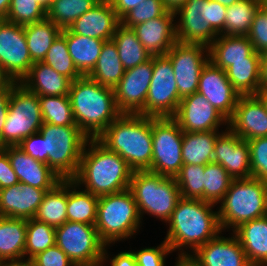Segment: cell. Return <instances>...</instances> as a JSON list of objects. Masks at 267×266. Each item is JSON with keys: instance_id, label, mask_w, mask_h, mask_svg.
<instances>
[{"instance_id": "48", "label": "cell", "mask_w": 267, "mask_h": 266, "mask_svg": "<svg viewBox=\"0 0 267 266\" xmlns=\"http://www.w3.org/2000/svg\"><path fill=\"white\" fill-rule=\"evenodd\" d=\"M137 266H166V256L172 253L166 241H162L157 247H145L138 251L132 250Z\"/></svg>"}, {"instance_id": "29", "label": "cell", "mask_w": 267, "mask_h": 266, "mask_svg": "<svg viewBox=\"0 0 267 266\" xmlns=\"http://www.w3.org/2000/svg\"><path fill=\"white\" fill-rule=\"evenodd\" d=\"M27 220L0 218V260H24Z\"/></svg>"}, {"instance_id": "6", "label": "cell", "mask_w": 267, "mask_h": 266, "mask_svg": "<svg viewBox=\"0 0 267 266\" xmlns=\"http://www.w3.org/2000/svg\"><path fill=\"white\" fill-rule=\"evenodd\" d=\"M142 220L132 192H122L99 196L95 227L105 245H114L134 236Z\"/></svg>"}, {"instance_id": "31", "label": "cell", "mask_w": 267, "mask_h": 266, "mask_svg": "<svg viewBox=\"0 0 267 266\" xmlns=\"http://www.w3.org/2000/svg\"><path fill=\"white\" fill-rule=\"evenodd\" d=\"M98 199L83 187L81 189L72 179L67 180V221L95 225Z\"/></svg>"}, {"instance_id": "9", "label": "cell", "mask_w": 267, "mask_h": 266, "mask_svg": "<svg viewBox=\"0 0 267 266\" xmlns=\"http://www.w3.org/2000/svg\"><path fill=\"white\" fill-rule=\"evenodd\" d=\"M42 124L38 95L16 82L12 86L8 113L2 129V147L18 146L23 139L39 132Z\"/></svg>"}, {"instance_id": "13", "label": "cell", "mask_w": 267, "mask_h": 266, "mask_svg": "<svg viewBox=\"0 0 267 266\" xmlns=\"http://www.w3.org/2000/svg\"><path fill=\"white\" fill-rule=\"evenodd\" d=\"M24 25L0 19V68L8 80L20 82L33 65Z\"/></svg>"}, {"instance_id": "19", "label": "cell", "mask_w": 267, "mask_h": 266, "mask_svg": "<svg viewBox=\"0 0 267 266\" xmlns=\"http://www.w3.org/2000/svg\"><path fill=\"white\" fill-rule=\"evenodd\" d=\"M241 139L267 137V111L256 95H240L227 126Z\"/></svg>"}, {"instance_id": "49", "label": "cell", "mask_w": 267, "mask_h": 266, "mask_svg": "<svg viewBox=\"0 0 267 266\" xmlns=\"http://www.w3.org/2000/svg\"><path fill=\"white\" fill-rule=\"evenodd\" d=\"M248 39L259 54L267 52V13L261 7L255 14Z\"/></svg>"}, {"instance_id": "16", "label": "cell", "mask_w": 267, "mask_h": 266, "mask_svg": "<svg viewBox=\"0 0 267 266\" xmlns=\"http://www.w3.org/2000/svg\"><path fill=\"white\" fill-rule=\"evenodd\" d=\"M209 0H188L174 14L176 39L209 46L218 34L208 25Z\"/></svg>"}, {"instance_id": "24", "label": "cell", "mask_w": 267, "mask_h": 266, "mask_svg": "<svg viewBox=\"0 0 267 266\" xmlns=\"http://www.w3.org/2000/svg\"><path fill=\"white\" fill-rule=\"evenodd\" d=\"M49 190L21 183L0 189L2 216L26 220L34 218L44 194Z\"/></svg>"}, {"instance_id": "18", "label": "cell", "mask_w": 267, "mask_h": 266, "mask_svg": "<svg viewBox=\"0 0 267 266\" xmlns=\"http://www.w3.org/2000/svg\"><path fill=\"white\" fill-rule=\"evenodd\" d=\"M198 92L227 120L233 116L240 94L233 88L225 70L209 61L201 72Z\"/></svg>"}, {"instance_id": "56", "label": "cell", "mask_w": 267, "mask_h": 266, "mask_svg": "<svg viewBox=\"0 0 267 266\" xmlns=\"http://www.w3.org/2000/svg\"><path fill=\"white\" fill-rule=\"evenodd\" d=\"M142 1L145 0H110L119 19H121L131 9L138 6Z\"/></svg>"}, {"instance_id": "45", "label": "cell", "mask_w": 267, "mask_h": 266, "mask_svg": "<svg viewBox=\"0 0 267 266\" xmlns=\"http://www.w3.org/2000/svg\"><path fill=\"white\" fill-rule=\"evenodd\" d=\"M47 17V10L35 0H11L6 20L27 25Z\"/></svg>"}, {"instance_id": "38", "label": "cell", "mask_w": 267, "mask_h": 266, "mask_svg": "<svg viewBox=\"0 0 267 266\" xmlns=\"http://www.w3.org/2000/svg\"><path fill=\"white\" fill-rule=\"evenodd\" d=\"M227 78L240 95H255L262 87L261 61H239L226 70Z\"/></svg>"}, {"instance_id": "40", "label": "cell", "mask_w": 267, "mask_h": 266, "mask_svg": "<svg viewBox=\"0 0 267 266\" xmlns=\"http://www.w3.org/2000/svg\"><path fill=\"white\" fill-rule=\"evenodd\" d=\"M101 0H56L47 10V18L62 30L93 8Z\"/></svg>"}, {"instance_id": "17", "label": "cell", "mask_w": 267, "mask_h": 266, "mask_svg": "<svg viewBox=\"0 0 267 266\" xmlns=\"http://www.w3.org/2000/svg\"><path fill=\"white\" fill-rule=\"evenodd\" d=\"M183 132L219 131L228 120L198 91L182 98L173 117Z\"/></svg>"}, {"instance_id": "15", "label": "cell", "mask_w": 267, "mask_h": 266, "mask_svg": "<svg viewBox=\"0 0 267 266\" xmlns=\"http://www.w3.org/2000/svg\"><path fill=\"white\" fill-rule=\"evenodd\" d=\"M153 75V56L147 62L126 69L114 87L118 110L122 114L144 115L145 101Z\"/></svg>"}, {"instance_id": "26", "label": "cell", "mask_w": 267, "mask_h": 266, "mask_svg": "<svg viewBox=\"0 0 267 266\" xmlns=\"http://www.w3.org/2000/svg\"><path fill=\"white\" fill-rule=\"evenodd\" d=\"M209 61L223 70L233 62L261 61V54L254 50L247 36L218 35L208 46Z\"/></svg>"}, {"instance_id": "8", "label": "cell", "mask_w": 267, "mask_h": 266, "mask_svg": "<svg viewBox=\"0 0 267 266\" xmlns=\"http://www.w3.org/2000/svg\"><path fill=\"white\" fill-rule=\"evenodd\" d=\"M39 132L44 138L45 164L63 180L73 179L89 138L78 126L43 123Z\"/></svg>"}, {"instance_id": "4", "label": "cell", "mask_w": 267, "mask_h": 266, "mask_svg": "<svg viewBox=\"0 0 267 266\" xmlns=\"http://www.w3.org/2000/svg\"><path fill=\"white\" fill-rule=\"evenodd\" d=\"M119 154L133 171L149 170L152 161V117L121 114L97 138Z\"/></svg>"}, {"instance_id": "63", "label": "cell", "mask_w": 267, "mask_h": 266, "mask_svg": "<svg viewBox=\"0 0 267 266\" xmlns=\"http://www.w3.org/2000/svg\"><path fill=\"white\" fill-rule=\"evenodd\" d=\"M35 1L40 5H42L46 10H48L50 5L56 0H35Z\"/></svg>"}, {"instance_id": "64", "label": "cell", "mask_w": 267, "mask_h": 266, "mask_svg": "<svg viewBox=\"0 0 267 266\" xmlns=\"http://www.w3.org/2000/svg\"><path fill=\"white\" fill-rule=\"evenodd\" d=\"M213 1H216V2H218V3H220V4L224 5V6L228 7V6H231L234 3H237V2H239L241 0H213Z\"/></svg>"}, {"instance_id": "2", "label": "cell", "mask_w": 267, "mask_h": 266, "mask_svg": "<svg viewBox=\"0 0 267 266\" xmlns=\"http://www.w3.org/2000/svg\"><path fill=\"white\" fill-rule=\"evenodd\" d=\"M133 172L119 154L107 149L97 139H88L78 173L72 180L99 197L129 189Z\"/></svg>"}, {"instance_id": "42", "label": "cell", "mask_w": 267, "mask_h": 266, "mask_svg": "<svg viewBox=\"0 0 267 266\" xmlns=\"http://www.w3.org/2000/svg\"><path fill=\"white\" fill-rule=\"evenodd\" d=\"M42 62L51 66L57 73L68 77L71 81L82 76L76 69L69 54L66 42V29H63L62 33L51 44Z\"/></svg>"}, {"instance_id": "30", "label": "cell", "mask_w": 267, "mask_h": 266, "mask_svg": "<svg viewBox=\"0 0 267 266\" xmlns=\"http://www.w3.org/2000/svg\"><path fill=\"white\" fill-rule=\"evenodd\" d=\"M66 42L76 69L87 76L95 67L105 41L74 34L67 28Z\"/></svg>"}, {"instance_id": "14", "label": "cell", "mask_w": 267, "mask_h": 266, "mask_svg": "<svg viewBox=\"0 0 267 266\" xmlns=\"http://www.w3.org/2000/svg\"><path fill=\"white\" fill-rule=\"evenodd\" d=\"M165 55L173 66L179 98L197 92L201 72L209 62L208 47L177 41Z\"/></svg>"}, {"instance_id": "68", "label": "cell", "mask_w": 267, "mask_h": 266, "mask_svg": "<svg viewBox=\"0 0 267 266\" xmlns=\"http://www.w3.org/2000/svg\"><path fill=\"white\" fill-rule=\"evenodd\" d=\"M262 8L266 11L267 13V6H262Z\"/></svg>"}, {"instance_id": "58", "label": "cell", "mask_w": 267, "mask_h": 266, "mask_svg": "<svg viewBox=\"0 0 267 266\" xmlns=\"http://www.w3.org/2000/svg\"><path fill=\"white\" fill-rule=\"evenodd\" d=\"M261 83L267 87V52L261 54Z\"/></svg>"}, {"instance_id": "47", "label": "cell", "mask_w": 267, "mask_h": 266, "mask_svg": "<svg viewBox=\"0 0 267 266\" xmlns=\"http://www.w3.org/2000/svg\"><path fill=\"white\" fill-rule=\"evenodd\" d=\"M250 154L251 176L267 182V137L247 141Z\"/></svg>"}, {"instance_id": "50", "label": "cell", "mask_w": 267, "mask_h": 266, "mask_svg": "<svg viewBox=\"0 0 267 266\" xmlns=\"http://www.w3.org/2000/svg\"><path fill=\"white\" fill-rule=\"evenodd\" d=\"M29 263L30 266H75L67 254L57 245L38 253Z\"/></svg>"}, {"instance_id": "46", "label": "cell", "mask_w": 267, "mask_h": 266, "mask_svg": "<svg viewBox=\"0 0 267 266\" xmlns=\"http://www.w3.org/2000/svg\"><path fill=\"white\" fill-rule=\"evenodd\" d=\"M168 12L162 0H145L138 6L127 12L121 19L120 23L128 28L135 25L158 18Z\"/></svg>"}, {"instance_id": "59", "label": "cell", "mask_w": 267, "mask_h": 266, "mask_svg": "<svg viewBox=\"0 0 267 266\" xmlns=\"http://www.w3.org/2000/svg\"><path fill=\"white\" fill-rule=\"evenodd\" d=\"M10 3L11 0H0V19L6 18Z\"/></svg>"}, {"instance_id": "54", "label": "cell", "mask_w": 267, "mask_h": 266, "mask_svg": "<svg viewBox=\"0 0 267 266\" xmlns=\"http://www.w3.org/2000/svg\"><path fill=\"white\" fill-rule=\"evenodd\" d=\"M15 83L16 81L8 80L5 84L0 85V148H2V129L8 113L10 94Z\"/></svg>"}, {"instance_id": "53", "label": "cell", "mask_w": 267, "mask_h": 266, "mask_svg": "<svg viewBox=\"0 0 267 266\" xmlns=\"http://www.w3.org/2000/svg\"><path fill=\"white\" fill-rule=\"evenodd\" d=\"M18 178L11 167L8 154L0 148V189L18 184Z\"/></svg>"}, {"instance_id": "66", "label": "cell", "mask_w": 267, "mask_h": 266, "mask_svg": "<svg viewBox=\"0 0 267 266\" xmlns=\"http://www.w3.org/2000/svg\"><path fill=\"white\" fill-rule=\"evenodd\" d=\"M248 266H267L266 264H252L249 263Z\"/></svg>"}, {"instance_id": "7", "label": "cell", "mask_w": 267, "mask_h": 266, "mask_svg": "<svg viewBox=\"0 0 267 266\" xmlns=\"http://www.w3.org/2000/svg\"><path fill=\"white\" fill-rule=\"evenodd\" d=\"M129 190L141 220L143 214H150L166 223L181 198L175 177H165L148 170L133 172Z\"/></svg>"}, {"instance_id": "33", "label": "cell", "mask_w": 267, "mask_h": 266, "mask_svg": "<svg viewBox=\"0 0 267 266\" xmlns=\"http://www.w3.org/2000/svg\"><path fill=\"white\" fill-rule=\"evenodd\" d=\"M62 33V29L47 17L41 21L24 25V34L32 61L42 62L51 44Z\"/></svg>"}, {"instance_id": "57", "label": "cell", "mask_w": 267, "mask_h": 266, "mask_svg": "<svg viewBox=\"0 0 267 266\" xmlns=\"http://www.w3.org/2000/svg\"><path fill=\"white\" fill-rule=\"evenodd\" d=\"M188 0H162L166 9L175 13L179 10Z\"/></svg>"}, {"instance_id": "1", "label": "cell", "mask_w": 267, "mask_h": 266, "mask_svg": "<svg viewBox=\"0 0 267 266\" xmlns=\"http://www.w3.org/2000/svg\"><path fill=\"white\" fill-rule=\"evenodd\" d=\"M213 207L214 204L200 199H179L166 222L169 229L164 238L172 251H179L177 258H187L198 247L223 232L218 211H213ZM183 248L191 251L186 252Z\"/></svg>"}, {"instance_id": "37", "label": "cell", "mask_w": 267, "mask_h": 266, "mask_svg": "<svg viewBox=\"0 0 267 266\" xmlns=\"http://www.w3.org/2000/svg\"><path fill=\"white\" fill-rule=\"evenodd\" d=\"M261 7V0H241L228 6L224 22V35L247 36L255 14Z\"/></svg>"}, {"instance_id": "21", "label": "cell", "mask_w": 267, "mask_h": 266, "mask_svg": "<svg viewBox=\"0 0 267 266\" xmlns=\"http://www.w3.org/2000/svg\"><path fill=\"white\" fill-rule=\"evenodd\" d=\"M220 236L198 247L187 259L195 266H248L246 254L236 236Z\"/></svg>"}, {"instance_id": "27", "label": "cell", "mask_w": 267, "mask_h": 266, "mask_svg": "<svg viewBox=\"0 0 267 266\" xmlns=\"http://www.w3.org/2000/svg\"><path fill=\"white\" fill-rule=\"evenodd\" d=\"M20 83L38 96H62L69 95L71 80L45 63L35 62Z\"/></svg>"}, {"instance_id": "11", "label": "cell", "mask_w": 267, "mask_h": 266, "mask_svg": "<svg viewBox=\"0 0 267 266\" xmlns=\"http://www.w3.org/2000/svg\"><path fill=\"white\" fill-rule=\"evenodd\" d=\"M55 233L56 245L75 266H103L105 244L95 225L66 221Z\"/></svg>"}, {"instance_id": "25", "label": "cell", "mask_w": 267, "mask_h": 266, "mask_svg": "<svg viewBox=\"0 0 267 266\" xmlns=\"http://www.w3.org/2000/svg\"><path fill=\"white\" fill-rule=\"evenodd\" d=\"M175 18V14L168 11L165 15L137 24L132 28L151 56L165 55L177 42Z\"/></svg>"}, {"instance_id": "22", "label": "cell", "mask_w": 267, "mask_h": 266, "mask_svg": "<svg viewBox=\"0 0 267 266\" xmlns=\"http://www.w3.org/2000/svg\"><path fill=\"white\" fill-rule=\"evenodd\" d=\"M2 149L8 154L19 183L38 189H53L63 180L47 164L33 159L18 146H5Z\"/></svg>"}, {"instance_id": "35", "label": "cell", "mask_w": 267, "mask_h": 266, "mask_svg": "<svg viewBox=\"0 0 267 266\" xmlns=\"http://www.w3.org/2000/svg\"><path fill=\"white\" fill-rule=\"evenodd\" d=\"M67 180H62L44 196L35 219L54 228L60 227L67 221Z\"/></svg>"}, {"instance_id": "55", "label": "cell", "mask_w": 267, "mask_h": 266, "mask_svg": "<svg viewBox=\"0 0 267 266\" xmlns=\"http://www.w3.org/2000/svg\"><path fill=\"white\" fill-rule=\"evenodd\" d=\"M110 245L104 247L103 265L110 262L111 266H137L135 255L132 251H122L110 259L108 256L107 248ZM111 260V261H110ZM107 266V265H106Z\"/></svg>"}, {"instance_id": "41", "label": "cell", "mask_w": 267, "mask_h": 266, "mask_svg": "<svg viewBox=\"0 0 267 266\" xmlns=\"http://www.w3.org/2000/svg\"><path fill=\"white\" fill-rule=\"evenodd\" d=\"M43 123L77 126L69 95L38 96Z\"/></svg>"}, {"instance_id": "39", "label": "cell", "mask_w": 267, "mask_h": 266, "mask_svg": "<svg viewBox=\"0 0 267 266\" xmlns=\"http://www.w3.org/2000/svg\"><path fill=\"white\" fill-rule=\"evenodd\" d=\"M56 228L35 218L27 220L24 260L30 261L38 253L56 245ZM26 258V259H25Z\"/></svg>"}, {"instance_id": "3", "label": "cell", "mask_w": 267, "mask_h": 266, "mask_svg": "<svg viewBox=\"0 0 267 266\" xmlns=\"http://www.w3.org/2000/svg\"><path fill=\"white\" fill-rule=\"evenodd\" d=\"M69 97L76 125L89 139H96L122 113L113 88L88 76L71 81Z\"/></svg>"}, {"instance_id": "20", "label": "cell", "mask_w": 267, "mask_h": 266, "mask_svg": "<svg viewBox=\"0 0 267 266\" xmlns=\"http://www.w3.org/2000/svg\"><path fill=\"white\" fill-rule=\"evenodd\" d=\"M213 162L220 164L233 179L252 177L248 142L228 127L215 141Z\"/></svg>"}, {"instance_id": "62", "label": "cell", "mask_w": 267, "mask_h": 266, "mask_svg": "<svg viewBox=\"0 0 267 266\" xmlns=\"http://www.w3.org/2000/svg\"><path fill=\"white\" fill-rule=\"evenodd\" d=\"M174 266H195L187 258H178Z\"/></svg>"}, {"instance_id": "34", "label": "cell", "mask_w": 267, "mask_h": 266, "mask_svg": "<svg viewBox=\"0 0 267 266\" xmlns=\"http://www.w3.org/2000/svg\"><path fill=\"white\" fill-rule=\"evenodd\" d=\"M124 71L116 44L113 40H108L104 42L96 65L87 76L102 86L114 89Z\"/></svg>"}, {"instance_id": "43", "label": "cell", "mask_w": 267, "mask_h": 266, "mask_svg": "<svg viewBox=\"0 0 267 266\" xmlns=\"http://www.w3.org/2000/svg\"><path fill=\"white\" fill-rule=\"evenodd\" d=\"M233 178L220 165L210 162L204 169V201L217 205L224 198Z\"/></svg>"}, {"instance_id": "32", "label": "cell", "mask_w": 267, "mask_h": 266, "mask_svg": "<svg viewBox=\"0 0 267 266\" xmlns=\"http://www.w3.org/2000/svg\"><path fill=\"white\" fill-rule=\"evenodd\" d=\"M221 131L183 132L182 159L184 164L206 165L213 162L215 141Z\"/></svg>"}, {"instance_id": "60", "label": "cell", "mask_w": 267, "mask_h": 266, "mask_svg": "<svg viewBox=\"0 0 267 266\" xmlns=\"http://www.w3.org/2000/svg\"><path fill=\"white\" fill-rule=\"evenodd\" d=\"M255 95L261 100L267 111V87H261Z\"/></svg>"}, {"instance_id": "5", "label": "cell", "mask_w": 267, "mask_h": 266, "mask_svg": "<svg viewBox=\"0 0 267 266\" xmlns=\"http://www.w3.org/2000/svg\"><path fill=\"white\" fill-rule=\"evenodd\" d=\"M222 231L267 215V182L255 177L233 179L219 203Z\"/></svg>"}, {"instance_id": "52", "label": "cell", "mask_w": 267, "mask_h": 266, "mask_svg": "<svg viewBox=\"0 0 267 266\" xmlns=\"http://www.w3.org/2000/svg\"><path fill=\"white\" fill-rule=\"evenodd\" d=\"M227 7L209 0L208 25L218 34L224 35V22Z\"/></svg>"}, {"instance_id": "10", "label": "cell", "mask_w": 267, "mask_h": 266, "mask_svg": "<svg viewBox=\"0 0 267 266\" xmlns=\"http://www.w3.org/2000/svg\"><path fill=\"white\" fill-rule=\"evenodd\" d=\"M183 131L173 117H152V161L148 171L175 177L184 162L182 159Z\"/></svg>"}, {"instance_id": "65", "label": "cell", "mask_w": 267, "mask_h": 266, "mask_svg": "<svg viewBox=\"0 0 267 266\" xmlns=\"http://www.w3.org/2000/svg\"><path fill=\"white\" fill-rule=\"evenodd\" d=\"M8 81L7 77L3 74L0 68V85L5 84Z\"/></svg>"}, {"instance_id": "12", "label": "cell", "mask_w": 267, "mask_h": 266, "mask_svg": "<svg viewBox=\"0 0 267 266\" xmlns=\"http://www.w3.org/2000/svg\"><path fill=\"white\" fill-rule=\"evenodd\" d=\"M180 100L170 59L166 55L153 56V75L145 101L144 116L174 117Z\"/></svg>"}, {"instance_id": "23", "label": "cell", "mask_w": 267, "mask_h": 266, "mask_svg": "<svg viewBox=\"0 0 267 266\" xmlns=\"http://www.w3.org/2000/svg\"><path fill=\"white\" fill-rule=\"evenodd\" d=\"M120 24L110 0H101L93 8L77 18L68 29L78 35L112 40L116 27Z\"/></svg>"}, {"instance_id": "36", "label": "cell", "mask_w": 267, "mask_h": 266, "mask_svg": "<svg viewBox=\"0 0 267 266\" xmlns=\"http://www.w3.org/2000/svg\"><path fill=\"white\" fill-rule=\"evenodd\" d=\"M112 40L125 70L143 64L152 57L137 38L136 32L121 23L116 27Z\"/></svg>"}, {"instance_id": "51", "label": "cell", "mask_w": 267, "mask_h": 266, "mask_svg": "<svg viewBox=\"0 0 267 266\" xmlns=\"http://www.w3.org/2000/svg\"><path fill=\"white\" fill-rule=\"evenodd\" d=\"M18 147L33 159L45 163L44 138L40 132L34 133L23 139Z\"/></svg>"}, {"instance_id": "67", "label": "cell", "mask_w": 267, "mask_h": 266, "mask_svg": "<svg viewBox=\"0 0 267 266\" xmlns=\"http://www.w3.org/2000/svg\"><path fill=\"white\" fill-rule=\"evenodd\" d=\"M262 1V6H267V0H261Z\"/></svg>"}, {"instance_id": "61", "label": "cell", "mask_w": 267, "mask_h": 266, "mask_svg": "<svg viewBox=\"0 0 267 266\" xmlns=\"http://www.w3.org/2000/svg\"><path fill=\"white\" fill-rule=\"evenodd\" d=\"M0 266H30V263L26 260L1 261Z\"/></svg>"}, {"instance_id": "28", "label": "cell", "mask_w": 267, "mask_h": 266, "mask_svg": "<svg viewBox=\"0 0 267 266\" xmlns=\"http://www.w3.org/2000/svg\"><path fill=\"white\" fill-rule=\"evenodd\" d=\"M232 233L249 263L267 265V215L242 223Z\"/></svg>"}, {"instance_id": "44", "label": "cell", "mask_w": 267, "mask_h": 266, "mask_svg": "<svg viewBox=\"0 0 267 266\" xmlns=\"http://www.w3.org/2000/svg\"><path fill=\"white\" fill-rule=\"evenodd\" d=\"M204 169L205 165L183 164L175 176L181 197L204 201Z\"/></svg>"}]
</instances>
